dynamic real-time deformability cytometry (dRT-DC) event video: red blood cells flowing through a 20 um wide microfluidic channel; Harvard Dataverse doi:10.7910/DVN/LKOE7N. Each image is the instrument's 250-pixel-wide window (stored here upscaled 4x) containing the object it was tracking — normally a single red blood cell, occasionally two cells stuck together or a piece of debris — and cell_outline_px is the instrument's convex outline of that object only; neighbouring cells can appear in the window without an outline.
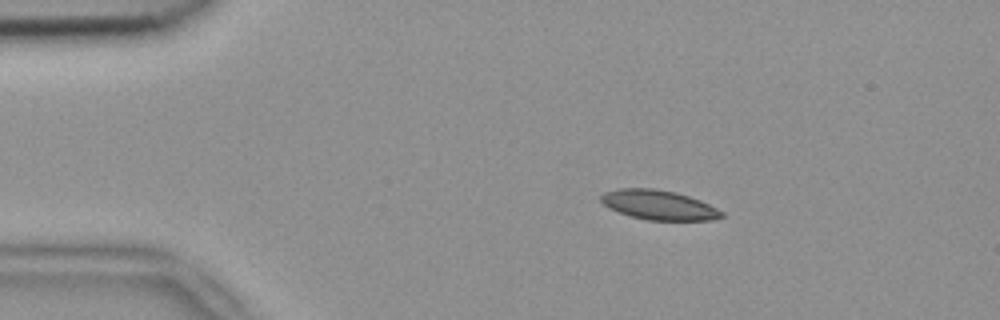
{"species": "common noctule bat (a hibernating species)", "species_latin": "Nyctalus noctula", "temperature_condition": "room temperature", "stored_images_in_passage": 5, "camera_frame_rate_fps": 3000, "um_per_image_px": 0.085, "animal": {"sex": "female", "body_mass_g": 18.4}, "frame": {"image": 1, "passage_image": 1, "time_ms": 0.0, "image_size_px": [1000, 320], "cell_outline_px": [[724, 216], [712, 220], [648, 220], [632, 216], [608, 208], [600, 200], [600, 196], [604, 192], [616, 188], [656, 188], [676, 192], [700, 200], [724, 212]], "centroid_in_image_um": [55.98, 17.41], "position_along_channel_um": 29.0, "area_um2": 20.81}}